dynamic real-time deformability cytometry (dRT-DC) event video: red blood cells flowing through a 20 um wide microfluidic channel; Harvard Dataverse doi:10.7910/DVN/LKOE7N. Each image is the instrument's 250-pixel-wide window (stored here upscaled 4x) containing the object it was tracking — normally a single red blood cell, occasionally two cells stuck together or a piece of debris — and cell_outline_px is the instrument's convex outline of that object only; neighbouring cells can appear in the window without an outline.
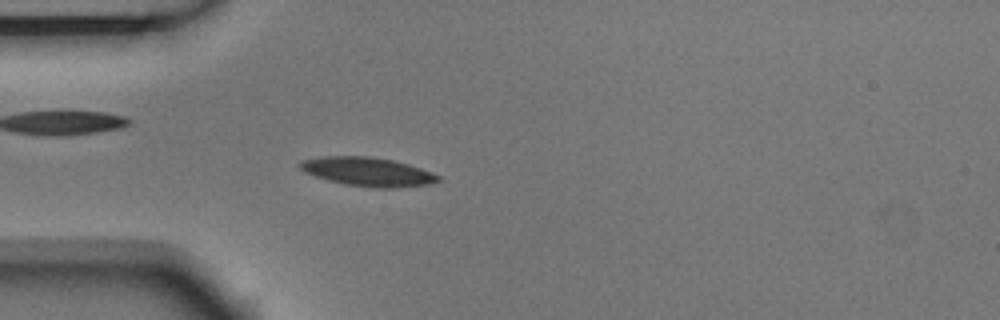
{"species": "Egyptian fruit bat (a non-hibernating species)", "species_latin": "Rousettus aegyptiacus", "temperature_condition": "room temperature", "stored_images_in_passage": 5, "camera_frame_rate_fps": 3000, "um_per_image_px": 0.085, "animal": {"sex": "male"}, "frame": {"image": 1, "passage_image": 5, "time_ms": 1.333, "image_size_px": [1000, 320], "cell_outline_px": [[440, 180], [432, 184], [392, 188], [372, 188], [344, 184], [328, 180], [304, 172], [296, 164], [300, 160], [320, 156], [372, 156], [392, 160], [408, 164], [432, 172], [440, 176]], "centroid_in_image_um": [31.23, 14.59], "position_along_channel_um": 53.8, "area_um2": 23.47}}